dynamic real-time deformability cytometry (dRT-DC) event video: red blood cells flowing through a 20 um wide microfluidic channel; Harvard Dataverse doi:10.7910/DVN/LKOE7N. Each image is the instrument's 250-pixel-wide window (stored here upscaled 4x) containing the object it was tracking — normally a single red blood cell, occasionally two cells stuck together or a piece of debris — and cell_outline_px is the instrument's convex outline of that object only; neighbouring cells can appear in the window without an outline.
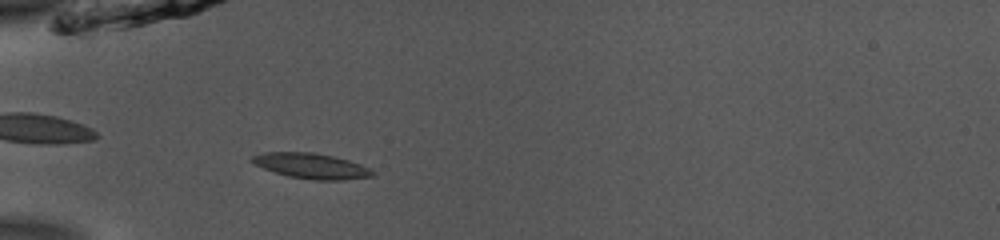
{"species": "common noctule bat (a hibernating species)", "species_latin": "Nyctalus noctula", "temperature_condition": "room temperature", "stored_images_in_passage": 31, "camera_frame_rate_fps": 3000, "um_per_image_px": 0.085, "animal": {"sex": "male", "body_mass_g": 13.0, "forearm_length_mm": 53.1}, "frame": {"image": 1, "passage_image": 3, "time_ms": 0.667, "image_size_px": [1000, 240], "cell_outline_px": [[376, 172], [372, 176], [340, 180], [312, 180], [288, 176], [264, 168], [248, 160], [252, 156], [264, 152], [312, 152], [332, 156], [348, 160], [360, 164]], "centroid_in_image_um": [26.45, 14.1], "position_along_channel_um": 58.6, "area_um2": 17.63}}
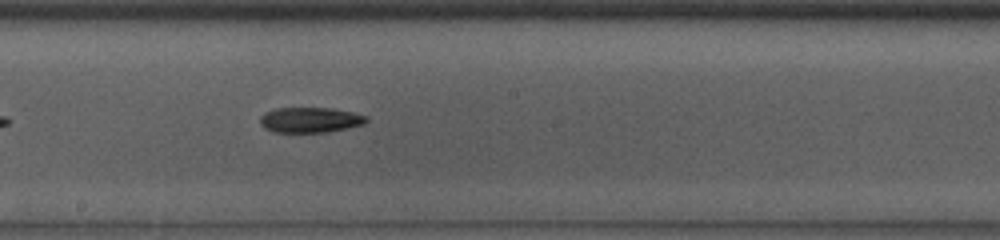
{"frame": {"image": 2, "passage_image": 16, "time_ms": 5.0, "image_size_px": [1000, 240], "cell_outline_px": [[368, 120], [364, 124], [348, 128], [328, 132], [276, 132], [264, 128], [260, 124], [260, 116], [264, 112], [276, 108], [332, 108], [352, 112], [368, 116]], "centroid_in_image_um": [26.37, 10.19], "position_along_channel_um": 221.8, "area_um2": 15.78}}
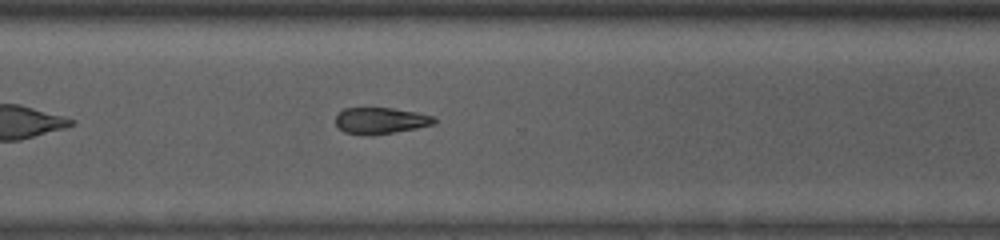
{"frame": {"image": 3, "passage_image": 25, "time_ms": 8.0, "image_size_px": [1000, 240], "cell_outline_px": [[436, 124], [416, 128], [372, 136], [368, 136], [344, 132], [336, 124], [336, 116], [344, 108], [392, 108], [416, 112], [436, 116]], "centroid_in_image_um": [32.38, 10.26], "position_along_channel_um": 338.2, "area_um2": 15.26}, "authors_computed_cell_mechanics": {"area_um2": 15.895, "velocity_mm_per_s": 3.8986, "shape_relaxation_time_tau1_ms": 10.1722, "shape_relaxation_time_tau2_ms": null, "deformation_change_tau1": 0.1421, "deformation_change_tau2": null}}